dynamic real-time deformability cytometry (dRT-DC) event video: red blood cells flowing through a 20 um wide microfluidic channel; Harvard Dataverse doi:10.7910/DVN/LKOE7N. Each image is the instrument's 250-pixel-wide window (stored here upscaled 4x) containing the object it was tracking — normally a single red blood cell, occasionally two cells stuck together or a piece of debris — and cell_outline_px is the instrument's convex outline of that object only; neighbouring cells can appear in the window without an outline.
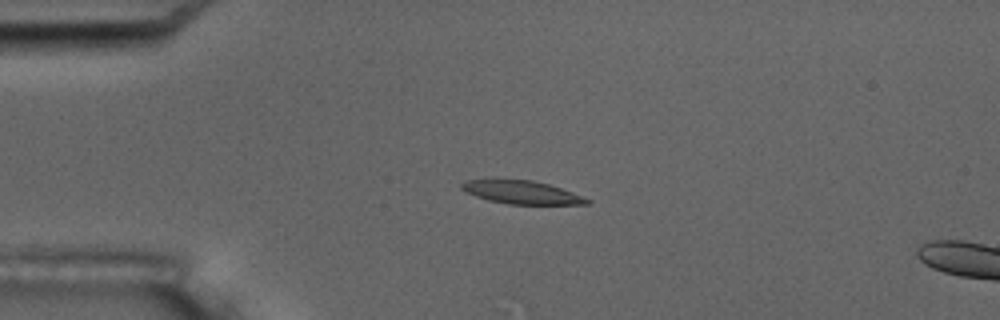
{"species": "common noctule bat (a hibernating species)", "species_latin": "Nyctalus noctula", "temperature_condition": "room temperature", "stored_images_in_passage": 6, "camera_frame_rate_fps": 3000, "um_per_image_px": 0.085, "animal": {"sex": "male", "body_mass_g": 17.5, "forearm_length_mm": 52.3}, "frame": {"image": 1, "passage_image": 4, "time_ms": 3.667, "image_size_px": [1000, 320], "cell_outline_px": [[592, 200], [588, 204], [508, 204], [488, 200], [476, 196], [460, 188], [460, 184], [468, 180], [496, 176], [532, 180], [548, 184], [572, 192]], "centroid_in_image_um": [44.26, 16.29], "position_along_channel_um": 40.7, "area_um2": 17.51}}